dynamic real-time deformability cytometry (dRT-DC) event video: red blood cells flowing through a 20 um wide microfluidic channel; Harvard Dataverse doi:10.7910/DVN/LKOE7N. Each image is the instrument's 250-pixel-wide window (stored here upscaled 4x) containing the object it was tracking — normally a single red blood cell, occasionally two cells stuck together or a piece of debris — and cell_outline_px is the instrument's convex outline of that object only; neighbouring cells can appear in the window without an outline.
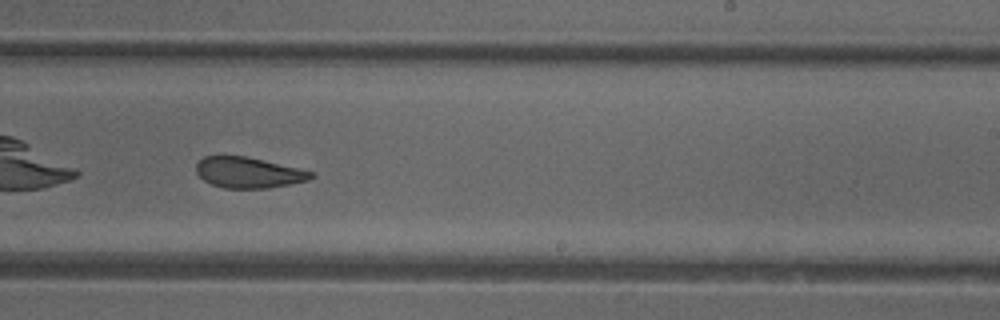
{"species": "common noctule bat (a hibernating species)", "species_latin": "Nyctalus noctula", "temperature_condition": "cold", "stored_images_in_passage": 36, "camera_frame_rate_fps": 3000, "um_per_image_px": 0.085, "animal": {"sex": "female"}, "frame": {"image": 1, "passage_image": 16, "time_ms": 5.0, "image_size_px": [1000, 320], "cell_outline_px": [[316, 176], [308, 180], [268, 188], [224, 188], [212, 184], [204, 180], [196, 172], [196, 164], [204, 156], [244, 156], [300, 168], [312, 172]], "centroid_in_image_um": [21.12, 14.67], "position_along_channel_um": 267.9, "area_um2": 20.4}, "authors_computed_cell_mechanics": {"area_um2": 21.964, "velocity_mm_per_s": 3.9371, "shape_relaxation_time_tau1_ms": 6.8416, "shape_relaxation_time_tau2_ms": 2.5381, "deformation_change_tau1": 0.1446, "deformation_change_tau2": 0.093}}